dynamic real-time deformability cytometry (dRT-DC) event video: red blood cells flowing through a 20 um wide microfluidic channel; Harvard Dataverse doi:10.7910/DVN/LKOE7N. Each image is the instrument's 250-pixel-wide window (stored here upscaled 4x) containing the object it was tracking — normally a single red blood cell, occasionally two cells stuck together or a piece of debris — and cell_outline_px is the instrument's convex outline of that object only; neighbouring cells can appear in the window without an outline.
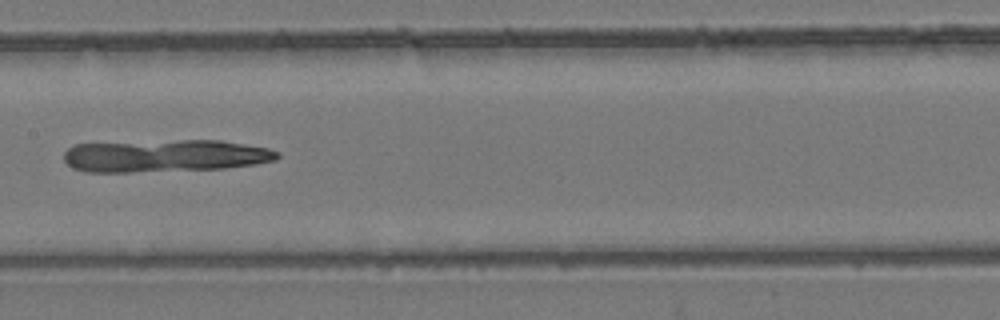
{"species": "common noctule bat (a hibernating species)", "species_latin": "Nyctalus noctula", "temperature_condition": "room temperature", "stored_images_in_passage": 8, "camera_frame_rate_fps": 3000, "um_per_image_px": 0.085, "animal": {"sex": "female", "body_mass_g": 24.6, "forearm_length_mm": 56.2}, "frame": {"image": 1, "passage_image": 8, "time_ms": 2.333, "image_size_px": [1000, 320], "cell_outline_px": [[280, 156], [276, 160], [256, 164], [224, 168], [128, 172], [84, 172], [72, 168], [64, 160], [64, 152], [68, 148], [76, 144], [180, 140], [220, 140], [268, 148], [280, 152]], "centroid_in_image_um": [14.03, 13.24], "position_along_channel_um": 193.4, "area_um2": 40.29}}